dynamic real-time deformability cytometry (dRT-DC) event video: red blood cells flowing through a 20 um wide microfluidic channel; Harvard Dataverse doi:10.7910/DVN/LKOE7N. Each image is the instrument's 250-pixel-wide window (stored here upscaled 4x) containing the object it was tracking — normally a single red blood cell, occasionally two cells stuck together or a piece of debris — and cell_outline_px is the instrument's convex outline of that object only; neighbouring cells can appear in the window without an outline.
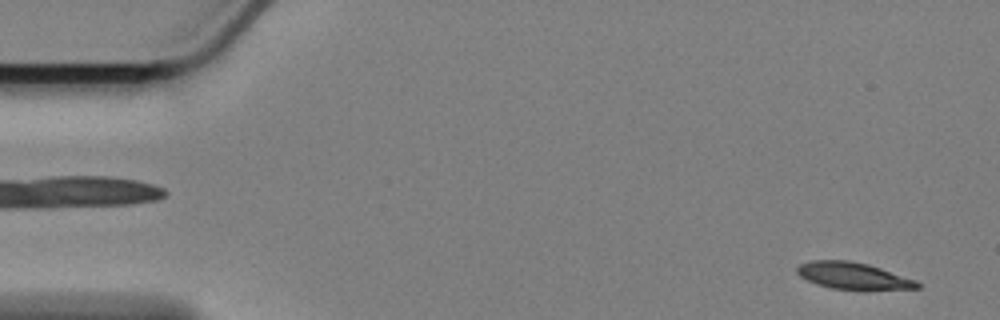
{"species": "Egyptian fruit bat (a non-hibernating species)", "species_latin": "Rousettus aegyptiacus", "temperature_condition": "cold", "stored_images_in_passage": 13, "camera_frame_rate_fps": 3000, "um_per_image_px": 0.085, "animal": {"sex": "female"}, "frame": {"image": 1, "passage_image": 2, "time_ms": 0.333, "image_size_px": [1000, 320], "cell_outline_px": [[920, 288], [864, 292], [832, 288], [816, 284], [800, 276], [796, 272], [796, 268], [800, 264], [808, 260], [848, 260], [868, 264], [916, 280], [920, 284]], "centroid_in_image_um": [72.55, 23.48], "position_along_channel_um": 12.5, "area_um2": 19.42}}